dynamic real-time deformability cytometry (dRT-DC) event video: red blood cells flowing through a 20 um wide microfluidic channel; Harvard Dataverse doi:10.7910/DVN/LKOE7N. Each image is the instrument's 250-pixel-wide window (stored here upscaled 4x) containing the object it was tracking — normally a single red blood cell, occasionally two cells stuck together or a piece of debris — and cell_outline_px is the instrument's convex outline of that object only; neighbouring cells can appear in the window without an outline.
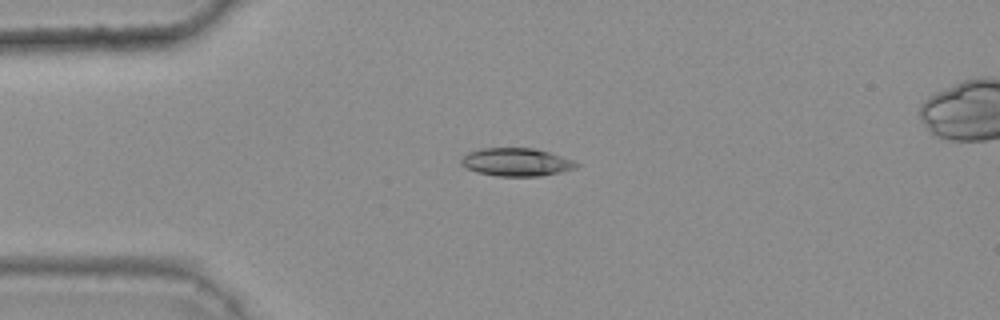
{"species": "common noctule bat (a hibernating species)", "species_latin": "Nyctalus noctula", "temperature_condition": "warm", "stored_images_in_passage": 46, "camera_frame_rate_fps": 3000, "um_per_image_px": 0.085, "animal": {"sex": "female", "body_mass_g": 25.1}, "frame": {"image": 1, "passage_image": 12, "time_ms": 3.667, "image_size_px": [1000, 320], "cell_outline_px": [[580, 164], [576, 168], [560, 172], [540, 176], [496, 176], [476, 172], [460, 164], [460, 160], [468, 152], [480, 148], [532, 148], [548, 152], [572, 160]], "centroid_in_image_um": [43.86, 13.78], "position_along_channel_um": 41.1, "area_um2": 18.73}}
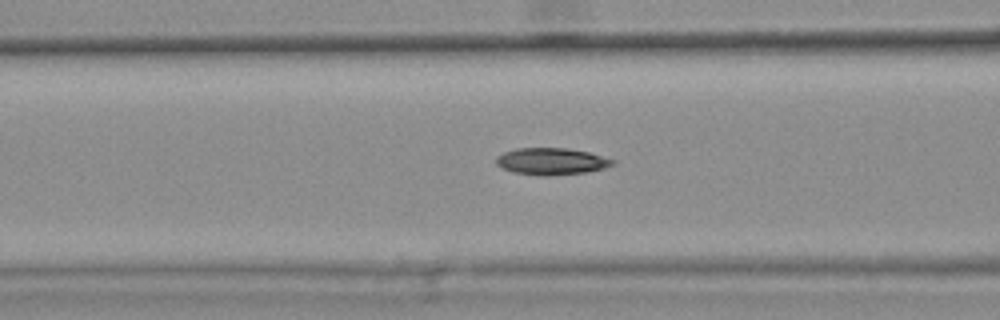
{"frame": {"image": 2, "passage_image": 20, "time_ms": 6.333, "image_size_px": [1000, 320], "cell_outline_px": [[616, 164], [604, 168], [588, 172], [548, 176], [540, 176], [512, 172], [500, 168], [496, 164], [496, 156], [504, 152], [516, 148], [568, 148], [588, 152], [616, 160]], "centroid_in_image_um": [46.86, 13.72], "position_along_channel_um": 119.7, "area_um2": 18.5}}
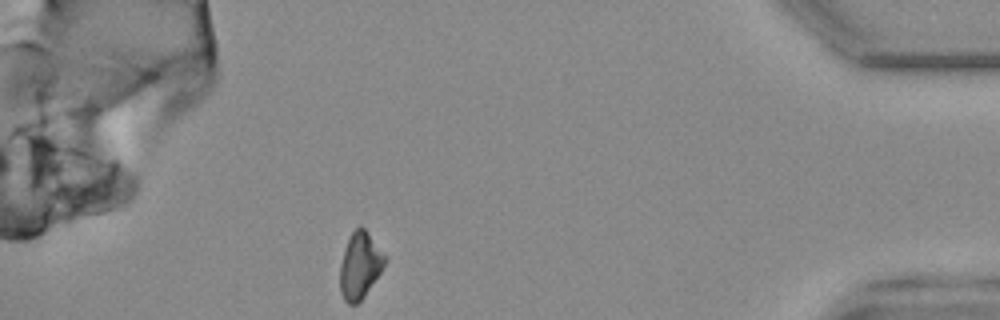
{"frame": {"image": 3, "passage_image": 46, "time_ms": 15.0, "image_size_px": [1000, 320], "cell_outline_px": [[388, 260], [364, 296], [356, 304], [348, 304], [344, 300], [340, 292], [340, 264], [344, 248], [352, 232], [360, 224], [364, 228], [388, 256]], "centroid_in_image_um": [30.61, 22.54], "position_along_channel_um": 404.6, "area_um2": 17.46}, "authors_computed_cell_mechanics": {"area_um2": 18.2359, "velocity_mm_per_s": 3.8128, "shape_relaxation_time_tau1_ms": 7.8884, "shape_relaxation_time_tau2_ms": 7.185, "deformation_change_tau1": 0.1875, "deformation_change_tau2": 0.13}}